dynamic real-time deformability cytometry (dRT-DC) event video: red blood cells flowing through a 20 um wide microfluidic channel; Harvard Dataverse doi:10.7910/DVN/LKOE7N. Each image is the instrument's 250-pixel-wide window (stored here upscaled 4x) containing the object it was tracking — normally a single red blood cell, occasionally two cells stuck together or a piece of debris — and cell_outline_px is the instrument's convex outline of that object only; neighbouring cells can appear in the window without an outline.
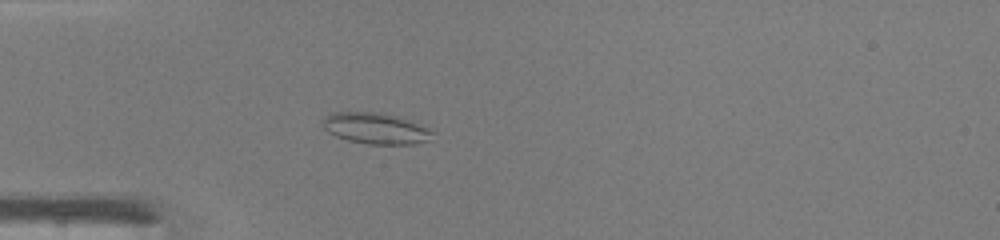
{"species": "common noctule bat (a hibernating species)", "species_latin": "Nyctalus noctula", "temperature_condition": "warm", "stored_images_in_passage": 43, "camera_frame_rate_fps": 3000, "um_per_image_px": 0.085, "animal": {"sex": "male", "body_mass_g": 19.0, "forearm_length_mm": 50.8}, "frame": {"image": 1, "passage_image": 10, "time_ms": 3.0, "image_size_px": [1000, 240], "cell_outline_px": [[436, 132], [428, 140], [416, 144], [368, 144], [348, 140], [336, 136], [328, 132], [324, 128], [320, 120], [324, 116], [332, 112], [376, 112], [396, 116], [428, 128]], "centroid_in_image_um": [31.89, 10.91], "position_along_channel_um": 53.1, "area_um2": 19.88}}
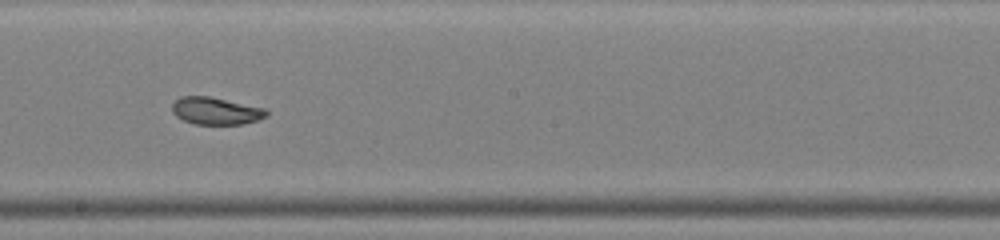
{"frame": {"image": 2, "passage_image": 23, "time_ms": 7.333, "image_size_px": [1000, 240], "cell_outline_px": [[268, 116], [244, 124], [196, 124], [184, 120], [176, 116], [172, 112], [172, 104], [180, 96], [208, 96], [264, 108], [268, 112]], "centroid_in_image_um": [18.33, 9.43], "position_along_channel_um": 229.9, "area_um2": 14.85}}
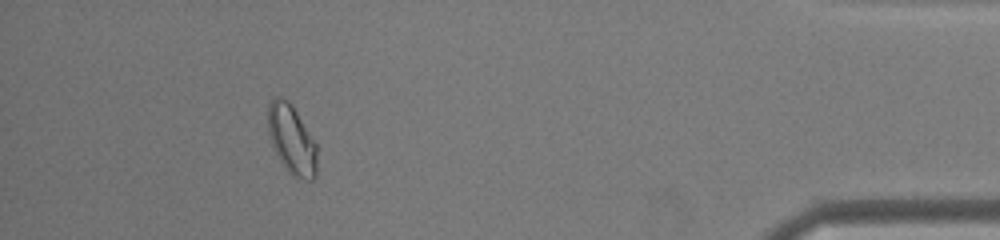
{"frame": {"image": 3, "passage_image": 39, "time_ms": 12.667, "image_size_px": [1000, 240], "cell_outline_px": [[316, 176], [312, 180], [304, 180], [292, 176], [288, 172], [280, 160], [272, 144], [268, 132], [268, 104], [272, 96], [280, 96], [288, 100], [292, 104], [316, 144]], "centroid_in_image_um": [24.78, 11.84], "position_along_channel_um": 410.4, "area_um2": 19.83}, "authors_computed_cell_mechanics": {"area_um2": 17.7446, "velocity_mm_per_s": 4.3275, "shape_relaxation_time_tau1_ms": null, "shape_relaxation_time_tau2_ms": 0.9759, "deformation_change_tau1": null, "deformation_change_tau2": 0.0409}}